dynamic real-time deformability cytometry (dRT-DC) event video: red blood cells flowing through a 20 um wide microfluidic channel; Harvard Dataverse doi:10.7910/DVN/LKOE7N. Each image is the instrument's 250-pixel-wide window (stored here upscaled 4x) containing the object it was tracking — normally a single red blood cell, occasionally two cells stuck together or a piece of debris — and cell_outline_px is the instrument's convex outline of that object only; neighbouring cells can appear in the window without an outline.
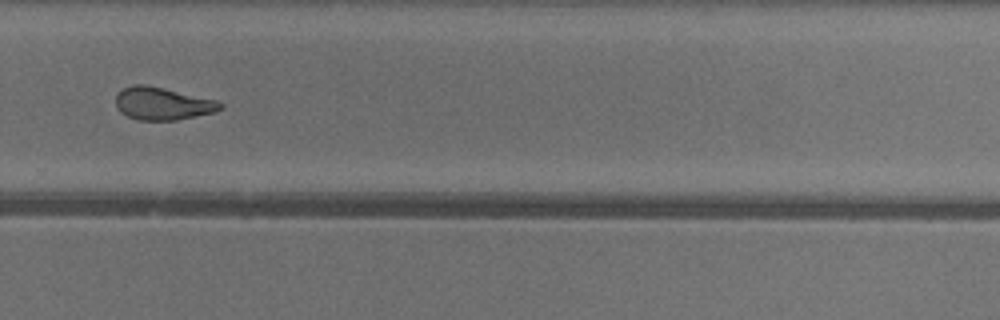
{"species": "common noctule bat (a hibernating species)", "species_latin": "Nyctalus noctula", "temperature_condition": "warm", "stored_images_in_passage": 35, "camera_frame_rate_fps": 3000, "um_per_image_px": 0.085, "animal": {"sex": "female"}, "frame": {"image": 1, "passage_image": 20, "time_ms": 6.333, "image_size_px": [1000, 320], "cell_outline_px": [[224, 104], [220, 108], [212, 112], [176, 120], [140, 120], [128, 116], [120, 112], [116, 108], [116, 96], [124, 88], [132, 84], [144, 84], [216, 100]], "centroid_in_image_um": [13.77, 8.8], "position_along_channel_um": 316.0, "area_um2": 19.48}, "authors_computed_cell_mechanics": {"area_um2": 20.2878, "velocity_mm_per_s": 4.0323, "shape_relaxation_time_tau1_ms": null, "shape_relaxation_time_tau2_ms": 2.6122, "deformation_change_tau1": null, "deformation_change_tau2": 0.0985}}